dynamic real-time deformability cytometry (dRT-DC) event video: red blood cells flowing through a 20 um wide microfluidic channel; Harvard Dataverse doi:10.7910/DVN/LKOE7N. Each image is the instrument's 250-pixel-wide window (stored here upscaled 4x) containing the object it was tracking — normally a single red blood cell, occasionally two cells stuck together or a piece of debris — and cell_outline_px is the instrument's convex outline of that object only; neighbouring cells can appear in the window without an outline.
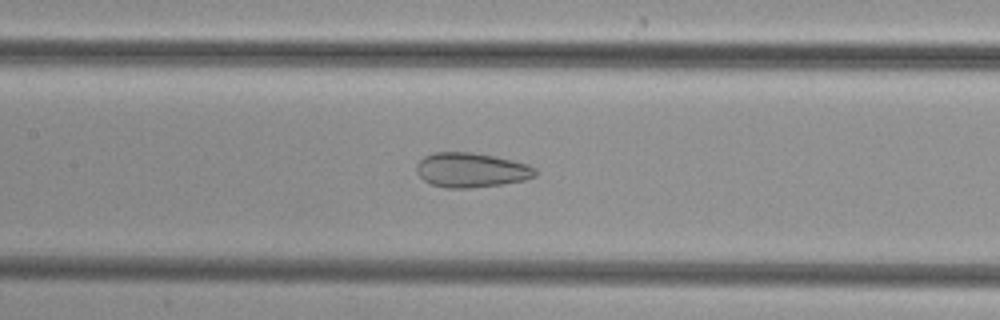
{"species": "common noctule bat (a hibernating species)", "species_latin": "Nyctalus noctula", "temperature_condition": "cold", "stored_images_in_passage": 37, "camera_frame_rate_fps": 3000, "um_per_image_px": 0.085, "animal": {"sex": "female", "body_mass_g": 29.2, "forearm_length_mm": 56.3}, "frame": {"image": 1, "passage_image": 21, "time_ms": 6.667, "image_size_px": [1000, 320], "cell_outline_px": [[536, 176], [524, 180], [500, 184], [468, 188], [448, 188], [432, 184], [424, 180], [416, 172], [416, 164], [424, 156], [432, 152], [472, 152], [496, 156], [528, 164], [536, 168]], "centroid_in_image_um": [40.05, 14.44], "position_along_channel_um": 167.4, "area_um2": 23.99}}
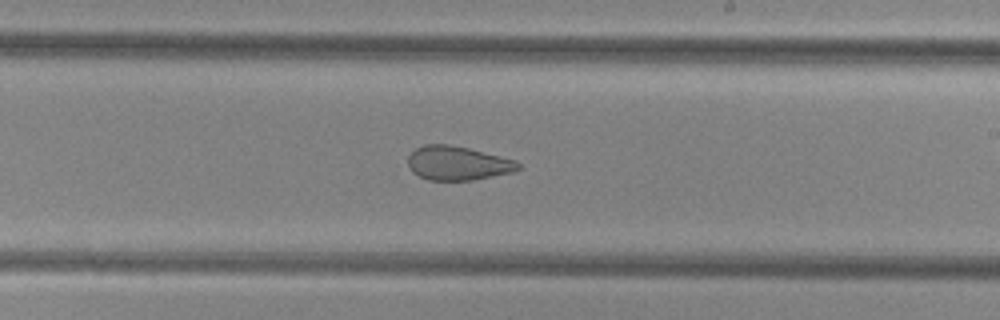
{"frame": {"image": 2, "passage_image": 27, "time_ms": 8.667, "image_size_px": [1000, 320], "cell_outline_px": [[520, 168], [512, 172], [472, 180], [428, 180], [412, 172], [408, 164], [408, 156], [416, 148], [424, 144], [448, 144], [468, 148], [516, 160], [520, 164]], "centroid_in_image_um": [38.89, 13.87], "position_along_channel_um": 250.1, "area_um2": 21.73}}
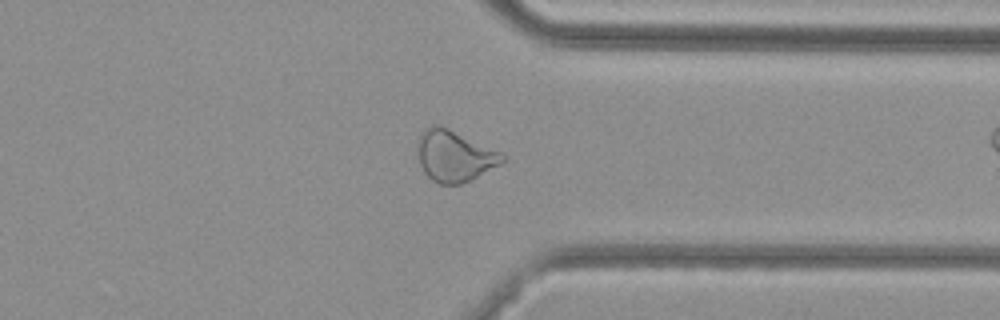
{"frame": {"image": 3, "passage_image": 36, "time_ms": 11.667, "image_size_px": [1000, 320], "cell_outline_px": [[508, 160], [472, 180], [460, 184], [440, 184], [432, 180], [424, 172], [420, 164], [420, 132], [424, 128], [432, 124], [440, 124], [500, 152]], "centroid_in_image_um": [38.66, 13.26], "position_along_channel_um": 372.7, "area_um2": 25.09}}